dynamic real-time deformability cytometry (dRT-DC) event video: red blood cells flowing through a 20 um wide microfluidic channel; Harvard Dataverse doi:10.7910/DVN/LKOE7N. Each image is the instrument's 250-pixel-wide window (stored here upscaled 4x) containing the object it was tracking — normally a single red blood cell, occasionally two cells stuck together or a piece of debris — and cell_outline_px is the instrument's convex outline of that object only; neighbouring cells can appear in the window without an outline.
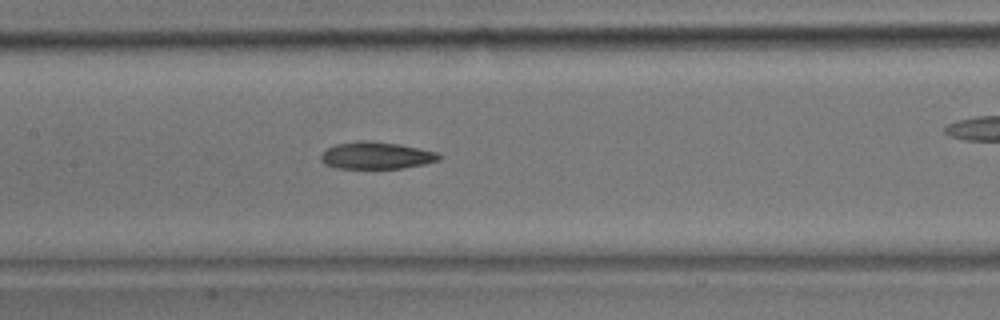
{"species": "common noctule bat (a hibernating species)", "species_latin": "Nyctalus noctula", "temperature_condition": "room temperature", "stored_images_in_passage": 26, "camera_frame_rate_fps": 3000, "um_per_image_px": 0.085, "animal": {"sex": "male", "body_mass_g": 17.9}, "frame": {"image": 1, "passage_image": 8, "time_ms": 2.333, "image_size_px": [1000, 320], "cell_outline_px": [[444, 156], [440, 160], [424, 164], [400, 168], [336, 168], [324, 164], [320, 160], [320, 156], [328, 148], [336, 144], [364, 140], [400, 144], [436, 152]], "centroid_in_image_um": [32.0, 13.22], "position_along_channel_um": 175.4, "area_um2": 18.55}}